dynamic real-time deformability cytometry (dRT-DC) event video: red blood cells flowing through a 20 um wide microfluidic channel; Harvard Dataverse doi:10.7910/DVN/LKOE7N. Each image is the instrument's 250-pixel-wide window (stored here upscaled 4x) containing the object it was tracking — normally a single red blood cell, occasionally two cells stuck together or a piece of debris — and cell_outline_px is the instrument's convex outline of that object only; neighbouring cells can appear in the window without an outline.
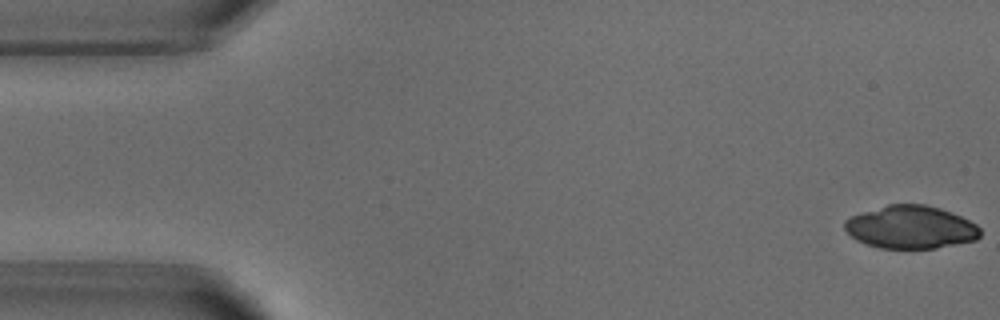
{"species": "common noctule bat (a hibernating species)", "species_latin": "Nyctalus noctula", "temperature_condition": "warm", "stored_images_in_passage": 8, "camera_frame_rate_fps": 3000, "um_per_image_px": 0.085, "animal": {"sex": "male", "body_mass_g": 18.8}, "frame": {"image": 1, "passage_image": 1, "time_ms": 0.0, "image_size_px": [1000, 320], "cell_outline_px": [[980, 236], [976, 240], [936, 248], [880, 248], [864, 244], [856, 240], [844, 228], [844, 220], [852, 216], [888, 204], [924, 204], [940, 208], [960, 216], [976, 224], [980, 228]], "centroid_in_image_um": [77.41, 19.31], "position_along_channel_um": 7.6, "area_um2": 33.76}}
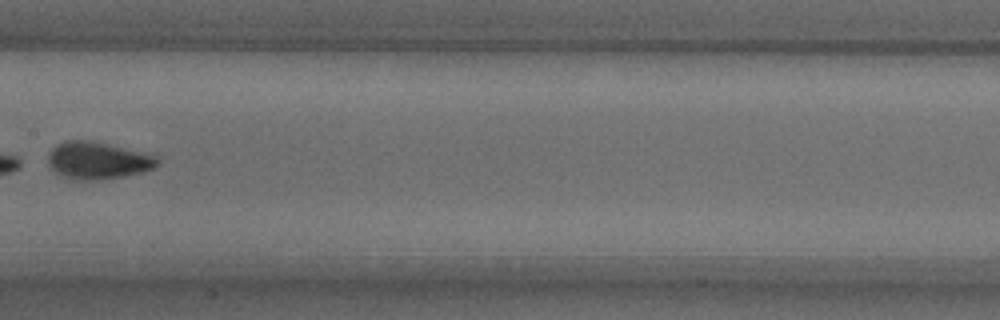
{"frame": {"image": 2, "passage_image": 8, "time_ms": 8.333, "image_size_px": [1000, 320], "cell_outline_px": [[160, 164], [156, 168], [144, 172], [124, 176], [100, 180], [80, 180], [64, 176], [56, 172], [48, 164], [48, 152], [56, 144], [64, 140], [88, 140], [156, 152], [160, 160]], "centroid_in_image_um": [8.44, 13.61], "position_along_channel_um": 199.0, "area_um2": 24.62}}